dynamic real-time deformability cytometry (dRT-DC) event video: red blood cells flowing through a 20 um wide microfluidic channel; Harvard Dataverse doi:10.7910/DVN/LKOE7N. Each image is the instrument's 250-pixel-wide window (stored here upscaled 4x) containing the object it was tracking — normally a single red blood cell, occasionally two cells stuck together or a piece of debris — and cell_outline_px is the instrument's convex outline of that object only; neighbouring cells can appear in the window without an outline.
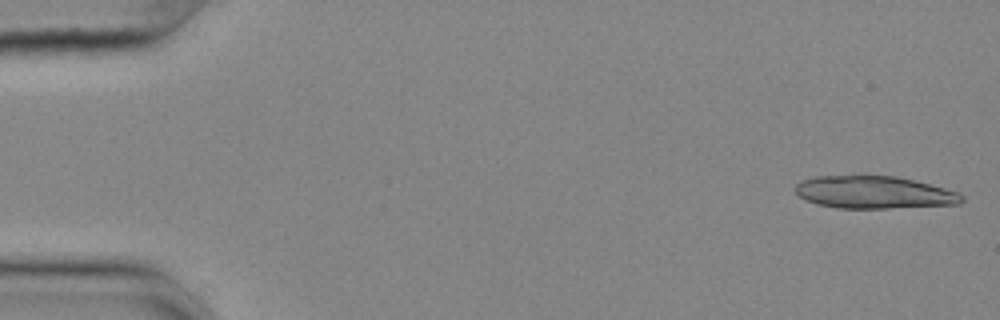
{"species": "common noctule bat (a hibernating species)", "species_latin": "Nyctalus noctula", "temperature_condition": "cold", "stored_images_in_passage": 20, "camera_frame_rate_fps": 3000, "um_per_image_px": 0.085, "animal": {"sex": "female", "body_mass_g": 25.1}, "frame": {"image": 1, "passage_image": 1, "time_ms": 0.0, "image_size_px": [1000, 320], "cell_outline_px": [[964, 200], [960, 204], [888, 208], [836, 208], [816, 204], [804, 200], [796, 192], [796, 184], [800, 180], [816, 176], [896, 176], [944, 188], [956, 192], [964, 196]], "centroid_in_image_um": [74.26, 16.36], "position_along_channel_um": 10.7, "area_um2": 31.39}}
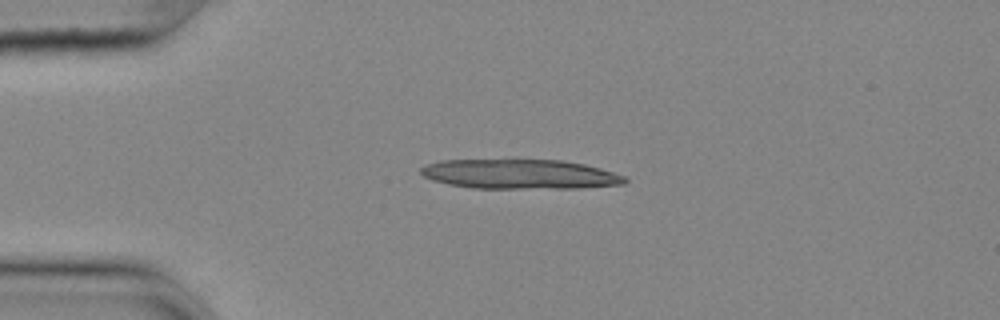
{"frame": {"image": 2, "passage_image": 12, "time_ms": 3.667, "image_size_px": [1000, 320], "cell_outline_px": [[628, 180], [624, 184], [580, 188], [472, 188], [448, 184], [432, 180], [424, 176], [420, 172], [420, 168], [424, 164], [440, 160], [564, 160], [584, 164], [600, 168], [624, 176]], "centroid_in_image_um": [44.17, 14.8], "position_along_channel_um": 40.8, "area_um2": 35.26}}
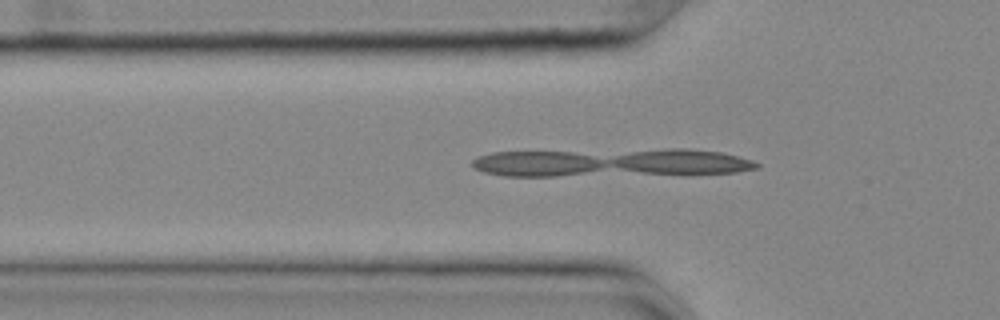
{"frame": {"image": 3, "passage_image": 17, "time_ms": 5.333, "image_size_px": [1000, 320], "cell_outline_px": [[760, 168], [736, 172], [556, 176], [504, 176], [484, 172], [476, 168], [472, 164], [472, 160], [476, 156], [492, 152], [664, 148], [688, 148], [720, 152], [752, 160], [760, 164]], "centroid_in_image_um": [51.9, 13.8], "position_along_channel_um": 73.9, "area_um2": 47.11}}